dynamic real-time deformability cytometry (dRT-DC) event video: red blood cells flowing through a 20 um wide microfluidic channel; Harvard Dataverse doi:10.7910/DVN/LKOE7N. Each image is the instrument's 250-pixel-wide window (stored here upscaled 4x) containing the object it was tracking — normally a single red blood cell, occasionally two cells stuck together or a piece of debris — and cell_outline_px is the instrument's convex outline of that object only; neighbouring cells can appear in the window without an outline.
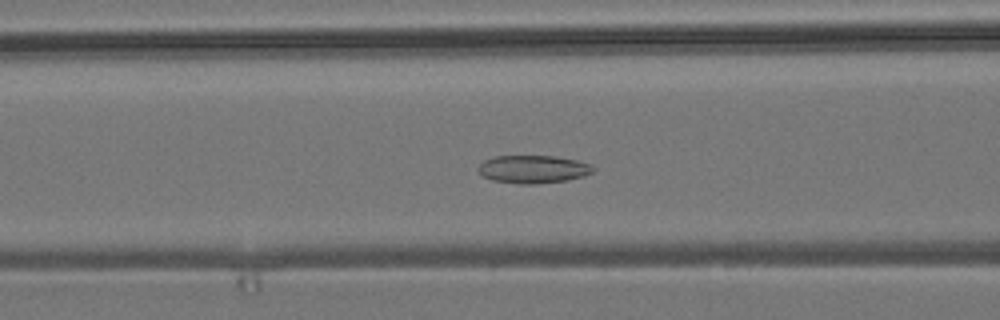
{"species": "common noctule bat (a hibernating species)", "species_latin": "Nyctalus noctula", "temperature_condition": "room temperature", "stored_images_in_passage": 39, "camera_frame_rate_fps": 3000, "um_per_image_px": 0.085, "animal": {"sex": "male", "body_mass_g": 19.2, "forearm_length_mm": 51.8}, "frame": {"image": 1, "passage_image": 7, "time_ms": 2.0, "image_size_px": [1000, 320], "cell_outline_px": [[596, 168], [592, 172], [584, 176], [568, 180], [532, 184], [520, 184], [492, 180], [484, 176], [476, 168], [484, 160], [492, 156], [556, 156], [576, 160], [592, 164]], "centroid_in_image_um": [45.33, 14.37], "position_along_channel_um": 121.3, "area_um2": 18.79}}
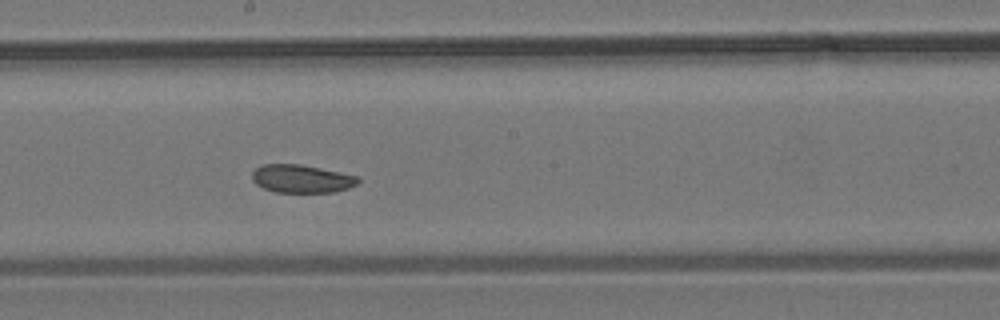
{"frame": {"image": 2, "passage_image": 15, "time_ms": 4.667, "image_size_px": [1000, 320], "cell_outline_px": [[360, 180], [356, 184], [348, 188], [336, 192], [276, 192], [264, 188], [256, 184], [252, 180], [252, 172], [256, 168], [264, 164], [300, 164], [320, 168], [356, 176]], "centroid_in_image_um": [25.61, 15.19], "position_along_channel_um": 222.6, "area_um2": 17.17}}
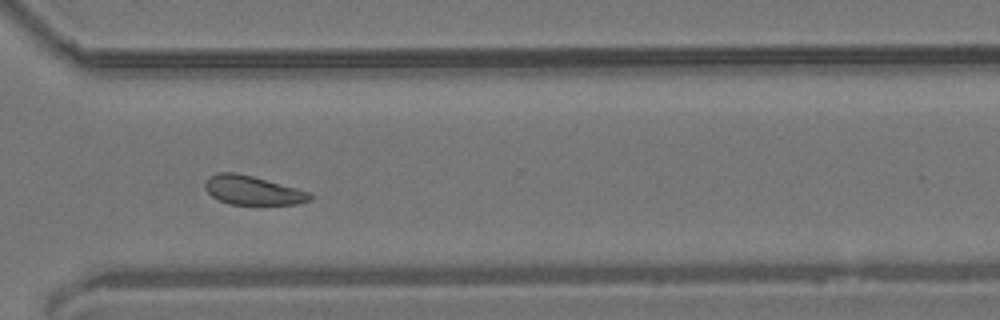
{"frame": {"image": 3, "passage_image": 25, "time_ms": 8.0, "image_size_px": [1000, 320], "cell_outline_px": [[312, 200], [296, 204], [228, 204], [212, 196], [204, 188], [204, 184], [208, 176], [220, 172], [236, 172], [252, 176], [312, 192]], "centroid_in_image_um": [21.48, 16.17], "position_along_channel_um": 349.1, "area_um2": 17.74}, "authors_computed_cell_mechanics": {"area_um2": 18.2648, "velocity_mm_per_s": 3.8031, "shape_relaxation_time_tau1_ms": 9.9206, "shape_relaxation_time_tau2_ms": null, "deformation_change_tau1": 0.12, "deformation_change_tau2": null}}